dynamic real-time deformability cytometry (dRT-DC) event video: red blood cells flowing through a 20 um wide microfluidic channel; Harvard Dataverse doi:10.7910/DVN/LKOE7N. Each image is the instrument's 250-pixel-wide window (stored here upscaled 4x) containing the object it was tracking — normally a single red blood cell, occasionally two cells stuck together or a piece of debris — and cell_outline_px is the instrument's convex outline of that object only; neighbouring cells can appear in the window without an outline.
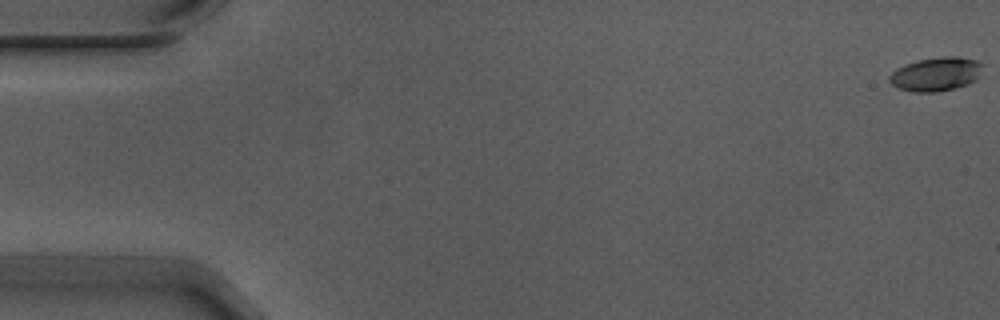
{"species": "Egyptian fruit bat (a non-hibernating species)", "species_latin": "Rousettus aegyptiacus", "temperature_condition": "warm", "stored_images_in_passage": 6, "camera_frame_rate_fps": 3000, "um_per_image_px": 0.085, "animal": {"sex": "male"}, "frame": {"image": 1, "passage_image": 1, "time_ms": 0.0, "image_size_px": [1000, 320], "cell_outline_px": [[980, 76], [976, 80], [968, 84], [936, 92], [912, 92], [900, 88], [892, 84], [888, 80], [888, 76], [892, 72], [904, 64], [920, 60], [944, 56], [960, 56], [976, 60], [980, 64]], "centroid_in_image_um": [79.54, 6.3], "position_along_channel_um": 5.5, "area_um2": 18.21}}
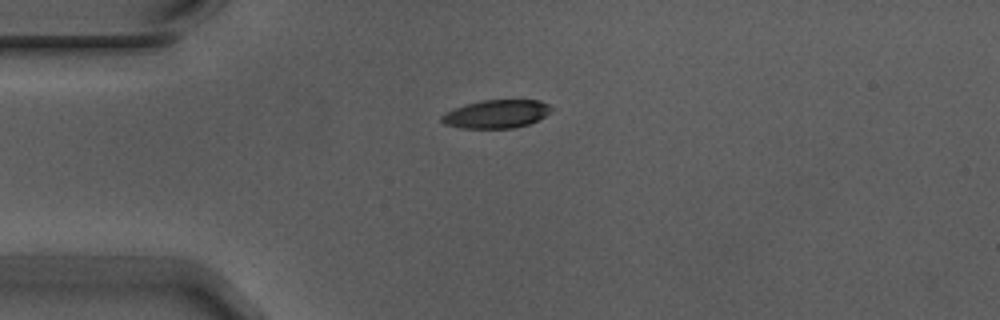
{"frame": {"image": 2, "passage_image": 5, "time_ms": 1.333, "image_size_px": [1000, 320], "cell_outline_px": [[552, 108], [540, 120], [516, 128], [460, 128], [444, 124], [440, 120], [440, 116], [456, 108], [468, 104], [484, 100], [540, 100], [548, 104]], "centroid_in_image_um": [42.2, 9.7], "position_along_channel_um": 42.8, "area_um2": 17.92}}